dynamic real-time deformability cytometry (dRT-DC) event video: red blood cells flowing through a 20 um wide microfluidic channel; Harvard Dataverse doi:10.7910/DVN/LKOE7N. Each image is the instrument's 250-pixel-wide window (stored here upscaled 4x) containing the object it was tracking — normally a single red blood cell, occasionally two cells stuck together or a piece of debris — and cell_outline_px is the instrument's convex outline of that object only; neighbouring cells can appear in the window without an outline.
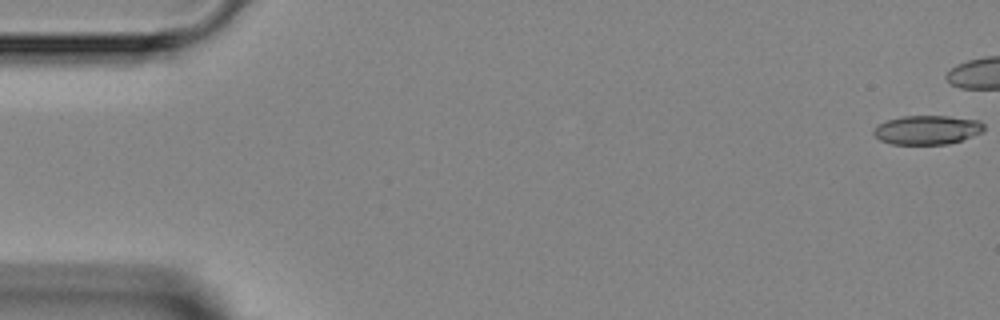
{"species": "Egyptian fruit bat (a non-hibernating species)", "species_latin": "Rousettus aegyptiacus", "temperature_condition": "room temperature", "stored_images_in_passage": 3, "camera_frame_rate_fps": 3000, "um_per_image_px": 0.085, "animal": {"sex": "female"}, "frame": {"image": 1, "passage_image": 1, "time_ms": 0.0, "image_size_px": [1000, 320], "cell_outline_px": [[984, 132], [948, 144], [892, 144], [880, 140], [872, 132], [872, 128], [876, 124], [888, 120], [904, 116], [948, 116], [980, 120], [984, 124]], "centroid_in_image_um": [78.8, 11.03], "position_along_channel_um": 6.2, "area_um2": 18.79}}